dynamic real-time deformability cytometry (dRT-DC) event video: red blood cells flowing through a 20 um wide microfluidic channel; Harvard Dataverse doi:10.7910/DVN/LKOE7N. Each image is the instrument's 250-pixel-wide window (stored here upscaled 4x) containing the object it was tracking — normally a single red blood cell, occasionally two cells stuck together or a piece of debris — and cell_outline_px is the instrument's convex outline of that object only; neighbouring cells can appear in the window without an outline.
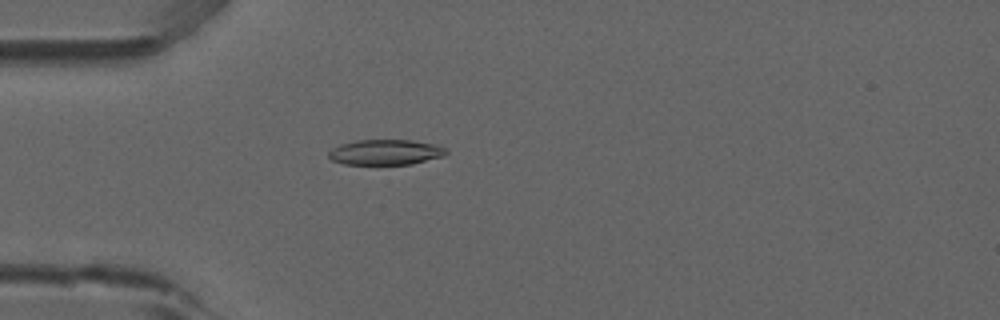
{"species": "common noctule bat (a hibernating species)", "species_latin": "Nyctalus noctula", "temperature_condition": "room temperature", "stored_images_in_passage": 53, "camera_frame_rate_fps": 3000, "um_per_image_px": 0.085, "animal": {"sex": "male", "forearm_length_mm": 52.5}, "frame": {"image": 1, "passage_image": 15, "time_ms": 4.667, "image_size_px": [1000, 320], "cell_outline_px": [[448, 152], [444, 156], [412, 164], [344, 164], [332, 160], [328, 156], [328, 152], [332, 148], [340, 144], [356, 140], [412, 140], [440, 144], [448, 148]], "centroid_in_image_um": [32.83, 12.92], "position_along_channel_um": 52.2, "area_um2": 17.63}}
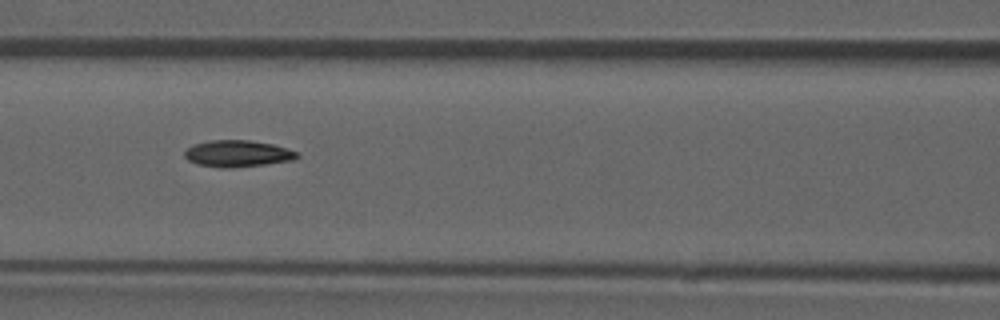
{"frame": {"image": 2, "passage_image": 23, "time_ms": 7.333, "image_size_px": [1000, 320], "cell_outline_px": [[300, 156], [292, 160], [264, 164], [232, 168], [224, 168], [196, 164], [188, 160], [184, 156], [184, 152], [192, 144], [208, 140], [248, 140], [272, 144], [300, 152]], "centroid_in_image_um": [20.18, 13.05], "position_along_channel_um": 146.4, "area_um2": 17.51}}
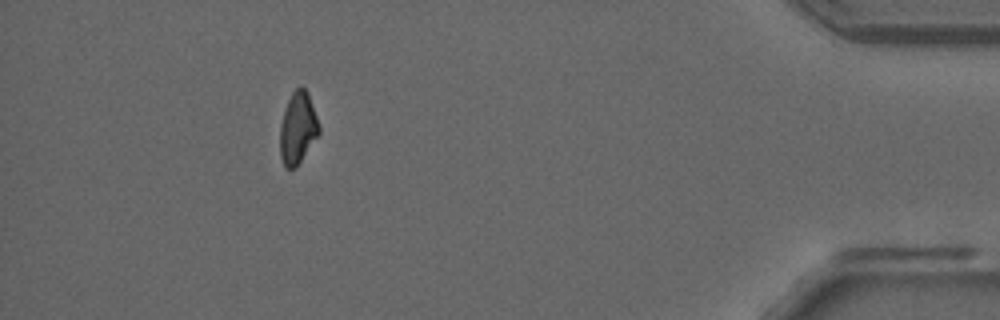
{"frame": {"image": 3, "passage_image": 48, "time_ms": 15.667, "image_size_px": [1000, 320], "cell_outline_px": [[320, 132], [296, 168], [284, 168], [280, 156], [280, 124], [284, 108], [292, 92], [300, 84], [308, 92], [320, 128]], "centroid_in_image_um": [25.29, 10.88], "position_along_channel_um": 409.9, "area_um2": 16.42}, "authors_computed_cell_mechanics": {"area_um2": 17.3978, "velocity_mm_per_s": 3.867, "shape_relaxation_time_tau1_ms": 8.5524, "shape_relaxation_time_tau2_ms": 9.2451, "deformation_change_tau1": 0.1888, "deformation_change_tau2": 0.1434}}